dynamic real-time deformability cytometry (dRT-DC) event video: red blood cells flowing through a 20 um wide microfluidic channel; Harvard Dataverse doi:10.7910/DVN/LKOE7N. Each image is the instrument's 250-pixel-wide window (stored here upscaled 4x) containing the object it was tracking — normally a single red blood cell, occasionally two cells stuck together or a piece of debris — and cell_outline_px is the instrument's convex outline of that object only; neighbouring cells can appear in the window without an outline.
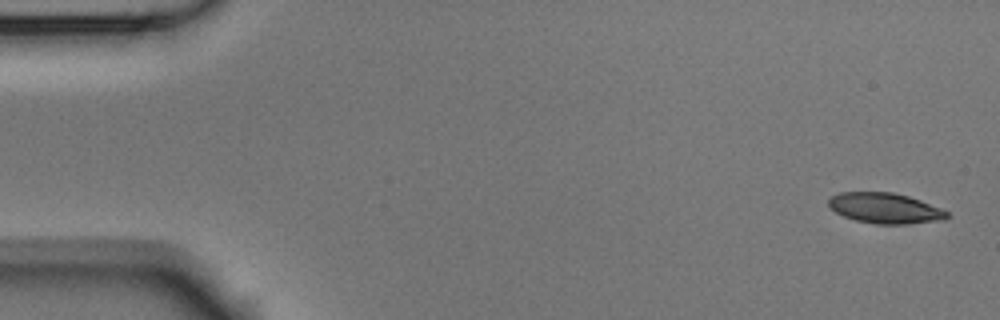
{"species": "Egyptian fruit bat (a non-hibernating species)", "species_latin": "Rousettus aegyptiacus", "temperature_condition": "room temperature", "stored_images_in_passage": 6, "camera_frame_rate_fps": 3000, "um_per_image_px": 0.085, "animal": {"sex": "male"}, "frame": {"image": 1, "passage_image": 1, "time_ms": 0.0, "image_size_px": [1000, 320], "cell_outline_px": [[948, 216], [944, 220], [904, 224], [876, 224], [856, 220], [844, 216], [828, 208], [828, 200], [832, 196], [840, 192], [892, 192], [908, 196], [920, 200], [940, 208], [948, 212]], "centroid_in_image_um": [75.2, 17.69], "position_along_channel_um": 9.8, "area_um2": 20.98}}
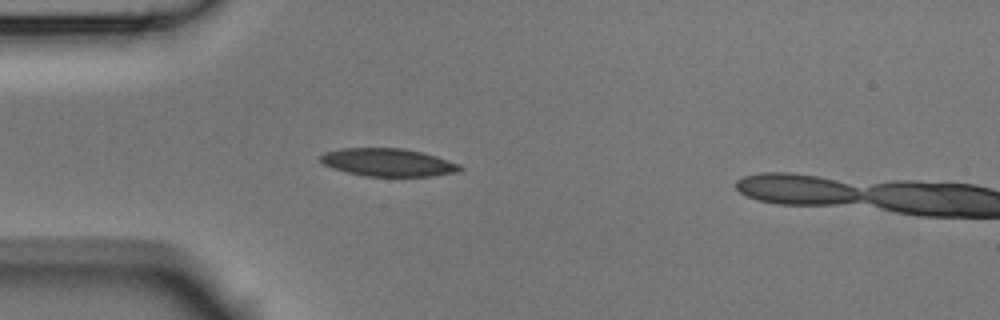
{"frame": {"image": 2, "passage_image": 5, "time_ms": 1.333, "image_size_px": [1000, 320], "cell_outline_px": [[464, 168], [460, 172], [432, 176], [364, 176], [332, 168], [324, 164], [320, 160], [320, 156], [324, 152], [344, 148], [404, 148], [436, 156], [460, 164]], "centroid_in_image_um": [33.01, 13.8], "position_along_channel_um": 52.0, "area_um2": 22.66}}